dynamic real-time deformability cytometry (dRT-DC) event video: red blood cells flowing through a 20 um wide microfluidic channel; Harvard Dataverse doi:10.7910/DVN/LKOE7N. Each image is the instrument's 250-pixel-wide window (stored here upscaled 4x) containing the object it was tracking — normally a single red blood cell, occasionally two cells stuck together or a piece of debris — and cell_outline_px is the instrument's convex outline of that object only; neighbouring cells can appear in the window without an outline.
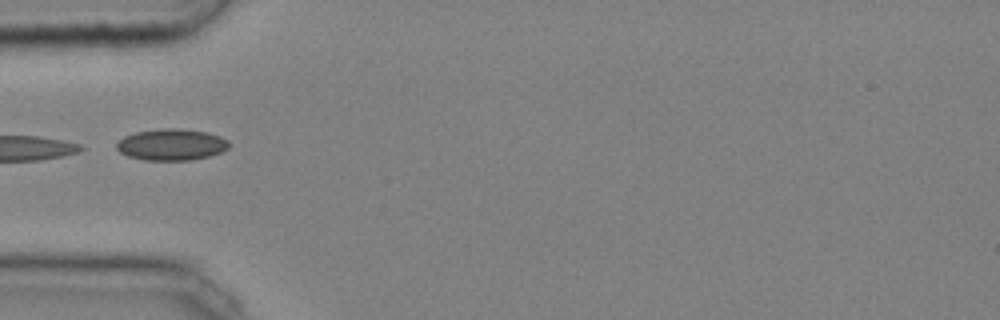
{"species": "common noctule bat (a hibernating species)", "species_latin": "Nyctalus noctula", "temperature_condition": "cold", "stored_images_in_passage": 21, "camera_frame_rate_fps": 3000, "um_per_image_px": 0.085, "animal": {"sex": "male", "body_mass_g": 20.4}, "frame": {"image": 1, "passage_image": 1, "time_ms": 0.0, "image_size_px": [1000, 320], "cell_outline_px": [[228, 148], [220, 152], [208, 156], [192, 160], [144, 160], [128, 156], [120, 152], [116, 148], [116, 144], [124, 136], [136, 132], [160, 128], [180, 128], [208, 132], [220, 136], [228, 140]], "centroid_in_image_um": [14.57, 12.28], "position_along_channel_um": 70.4, "area_um2": 20.63}}
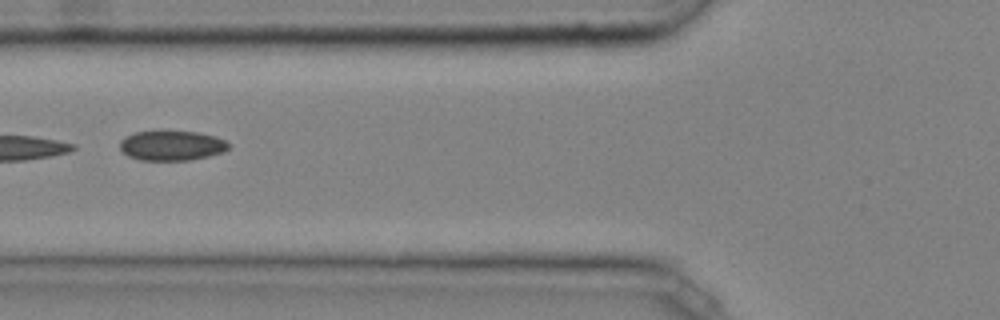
{"frame": {"image": 2, "passage_image": 4, "time_ms": 1.0, "image_size_px": [1000, 320], "cell_outline_px": [[228, 148], [224, 152], [208, 156], [188, 160], [140, 160], [128, 156], [120, 148], [120, 140], [124, 136], [136, 132], [196, 132], [216, 136], [224, 140], [228, 144]], "centroid_in_image_um": [14.58, 12.38], "position_along_channel_um": 111.2, "area_um2": 18.67}}